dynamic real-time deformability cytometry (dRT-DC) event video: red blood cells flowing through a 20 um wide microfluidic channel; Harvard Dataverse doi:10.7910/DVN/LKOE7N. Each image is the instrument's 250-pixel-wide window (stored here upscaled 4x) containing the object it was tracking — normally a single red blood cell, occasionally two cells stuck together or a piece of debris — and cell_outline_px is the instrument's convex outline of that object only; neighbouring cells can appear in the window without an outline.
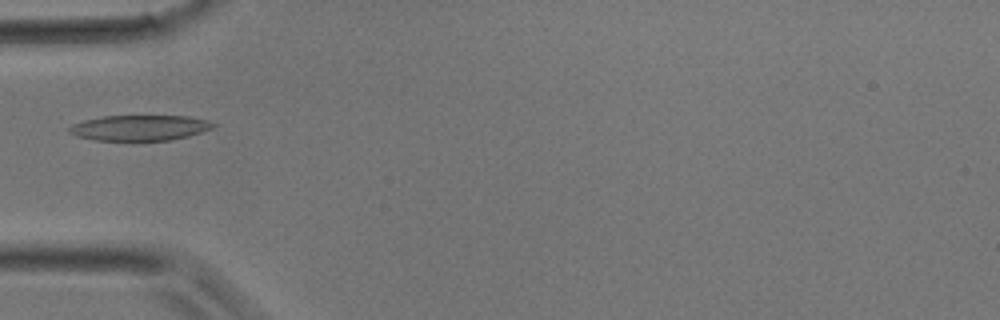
{"species": "common noctule bat (a hibernating species)", "species_latin": "Nyctalus noctula", "temperature_condition": "room temperature", "stored_images_in_passage": 31, "camera_frame_rate_fps": 3000, "um_per_image_px": 0.085, "animal": {"sex": "male", "body_mass_g": 17.9}, "frame": {"image": 1, "passage_image": 6, "time_ms": 1.667, "image_size_px": [1000, 320], "cell_outline_px": [[216, 124], [212, 128], [188, 136], [168, 140], [96, 140], [76, 136], [68, 132], [68, 128], [72, 124], [84, 120], [100, 116], [188, 116], [208, 120]], "centroid_in_image_um": [11.84, 10.85], "position_along_channel_um": 73.2, "area_um2": 21.27}}
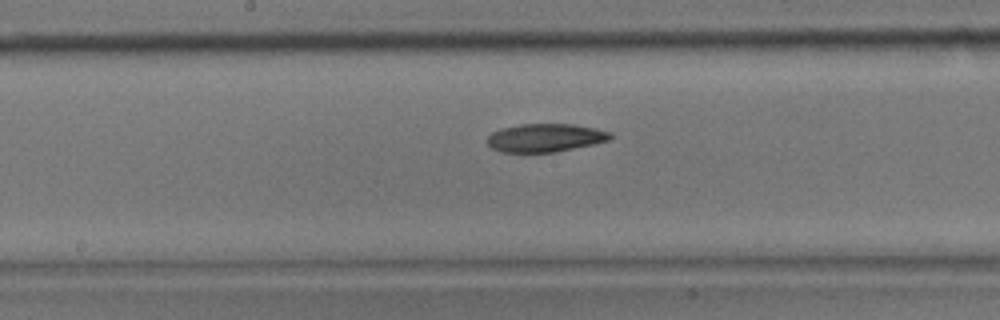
{"frame": {"image": 2, "passage_image": 13, "time_ms": 4.0, "image_size_px": [1000, 320], "cell_outline_px": [[612, 136], [608, 140], [592, 144], [556, 152], [500, 152], [492, 148], [488, 144], [488, 136], [492, 132], [500, 128], [520, 124], [572, 124], [612, 132]], "centroid_in_image_um": [46.31, 11.71], "position_along_channel_um": 201.9, "area_um2": 20.11}}
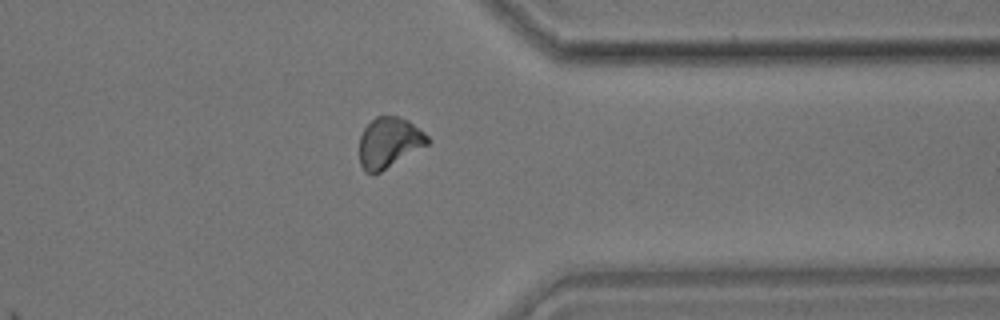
{"frame": {"image": 3, "passage_image": 23, "time_ms": 7.333, "image_size_px": [1000, 320], "cell_outline_px": [[432, 140], [428, 144], [380, 172], [372, 176], [364, 172], [360, 164], [360, 136], [364, 128], [376, 116], [396, 116], [408, 120], [424, 132]], "centroid_in_image_um": [33.06, 12.13], "position_along_channel_um": 378.3, "area_um2": 20.06}}